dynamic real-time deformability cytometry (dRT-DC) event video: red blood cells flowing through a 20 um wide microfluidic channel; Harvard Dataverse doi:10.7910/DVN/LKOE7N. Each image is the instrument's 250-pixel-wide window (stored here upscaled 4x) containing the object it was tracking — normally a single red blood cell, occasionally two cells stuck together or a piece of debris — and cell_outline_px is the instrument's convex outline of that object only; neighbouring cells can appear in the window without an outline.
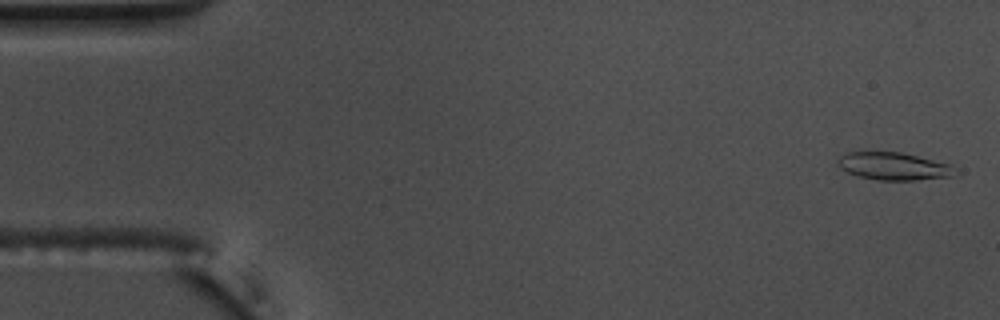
{"species": "common noctule bat (a hibernating species)", "species_latin": "Nyctalus noctula", "temperature_condition": "warm", "stored_images_in_passage": 56, "camera_frame_rate_fps": 3000, "um_per_image_px": 0.085, "animal": {"sex": "male", "body_mass_g": 17.5, "forearm_length_mm": 52.3}, "frame": {"image": 1, "passage_image": 2, "time_ms": 0.333, "image_size_px": [1000, 320], "cell_outline_px": [[960, 172], [952, 176], [916, 180], [876, 180], [860, 176], [848, 172], [840, 168], [836, 164], [836, 160], [848, 152], [900, 152], [948, 164]], "centroid_in_image_um": [75.94, 14.14], "position_along_channel_um": 9.1, "area_um2": 18.67}}
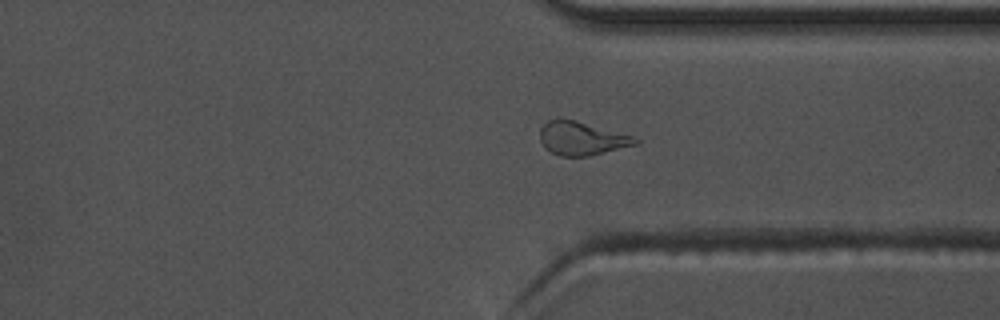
{"frame": {"image": 2, "passage_image": 41, "time_ms": 13.333, "image_size_px": [1000, 320], "cell_outline_px": [[640, 140], [636, 144], [588, 156], [560, 156], [544, 148], [540, 140], [540, 128], [548, 120], [560, 116], [576, 120], [632, 136]], "centroid_in_image_um": [49.37, 11.74], "position_along_channel_um": 362.0, "area_um2": 18.61}}
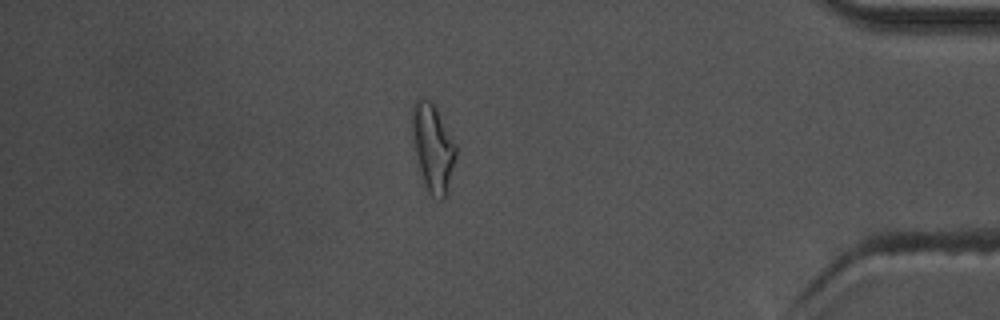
{"frame": {"image": 3, "passage_image": 47, "time_ms": 15.333, "image_size_px": [1000, 320], "cell_outline_px": [[456, 156], [444, 200], [440, 200], [432, 196], [428, 192], [424, 184], [412, 136], [412, 104], [420, 96], [424, 96], [436, 108], [456, 144]], "centroid_in_image_um": [36.79, 12.52], "position_along_channel_um": 398.4, "area_um2": 21.96}, "authors_computed_cell_mechanics": {"area_um2": 18.3804, "velocity_mm_per_s": 3.7529, "shape_relaxation_time_tau1_ms": 7.4543, "shape_relaxation_time_tau2_ms": 2.151, "deformation_change_tau1": 0.2219, "deformation_change_tau2": 0.0872}}